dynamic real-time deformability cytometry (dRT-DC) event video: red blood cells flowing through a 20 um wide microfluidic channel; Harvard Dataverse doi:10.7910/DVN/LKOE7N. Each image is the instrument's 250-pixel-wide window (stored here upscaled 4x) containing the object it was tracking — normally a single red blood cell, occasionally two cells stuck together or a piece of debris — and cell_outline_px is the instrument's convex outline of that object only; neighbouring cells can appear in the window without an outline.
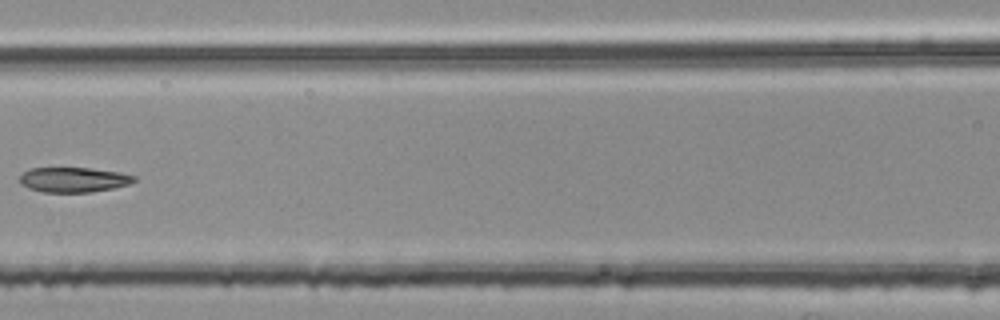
{"species": "common noctule bat (a hibernating species)", "species_latin": "Nyctalus noctula", "temperature_condition": "room temperature", "stored_images_in_passage": 5, "camera_frame_rate_fps": 3000, "um_per_image_px": 0.085, "animal": {"sex": "female", "body_mass_g": 25.1}, "frame": {"image": 1, "passage_image": 5, "time_ms": 1.333, "image_size_px": [1000, 320], "cell_outline_px": [[136, 180], [128, 184], [112, 188], [92, 192], [44, 192], [28, 188], [20, 184], [20, 176], [24, 172], [32, 168], [88, 168], [120, 172], [136, 176]], "centroid_in_image_um": [6.25, 15.27], "position_along_channel_um": 160.4, "area_um2": 16.53}}